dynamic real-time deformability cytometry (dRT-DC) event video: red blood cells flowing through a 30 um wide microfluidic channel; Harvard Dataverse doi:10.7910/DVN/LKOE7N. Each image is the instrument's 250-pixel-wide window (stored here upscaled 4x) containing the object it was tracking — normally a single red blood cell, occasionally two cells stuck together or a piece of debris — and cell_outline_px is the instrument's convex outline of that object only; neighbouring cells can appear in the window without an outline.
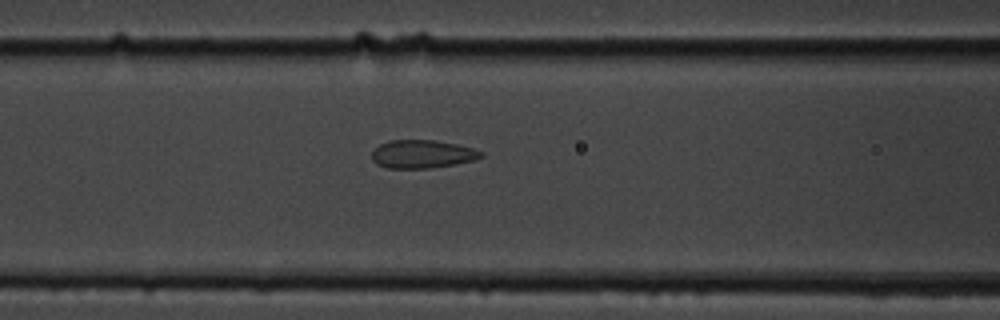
{"species": "common noctule bat (a hibernating species)", "species_latin": "Nyctalus noctula", "temperature_condition": "cold", "stored_images_in_passage": 7, "camera_frame_rate_fps": 3000, "um_per_image_px": 0.085, "animal": {"sex": "male", "body_mass_g": 19.5, "forearm_length_mm": 54.6}, "frame": {"image": 1, "passage_image": 7, "time_ms": 7.333, "image_size_px": [1000, 320], "cell_outline_px": [[484, 156], [472, 160], [456, 164], [428, 168], [388, 168], [376, 164], [372, 160], [372, 152], [380, 144], [388, 140], [432, 140], [456, 144], [472, 148], [484, 152]], "centroid_in_image_um": [35.88, 13.1], "position_along_channel_um": 130.7, "area_um2": 17.86}}